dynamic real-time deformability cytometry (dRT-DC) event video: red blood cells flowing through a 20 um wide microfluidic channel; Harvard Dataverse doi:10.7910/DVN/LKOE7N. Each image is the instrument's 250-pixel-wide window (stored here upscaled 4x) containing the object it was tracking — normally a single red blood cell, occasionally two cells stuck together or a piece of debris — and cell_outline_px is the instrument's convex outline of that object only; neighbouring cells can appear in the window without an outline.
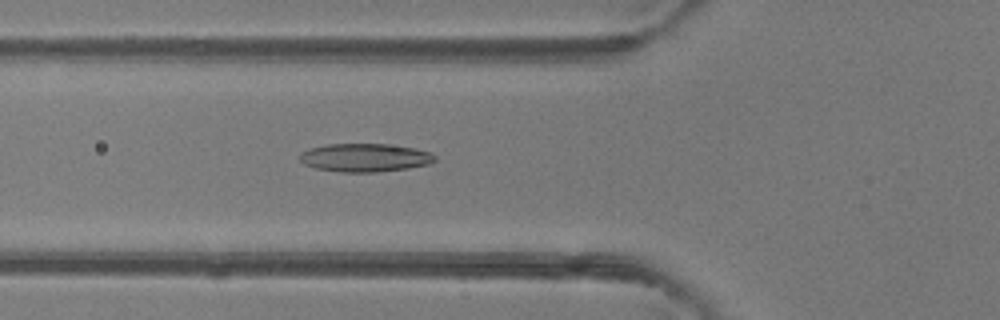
{"species": "common noctule bat (a hibernating species)", "species_latin": "Nyctalus noctula", "temperature_condition": "room temperature", "stored_images_in_passage": 36, "camera_frame_rate_fps": 3000, "um_per_image_px": 0.085, "animal": {"sex": "female"}, "frame": {"image": 1, "passage_image": 5, "time_ms": 1.333, "image_size_px": [1000, 320], "cell_outline_px": [[436, 160], [428, 164], [408, 168], [376, 172], [340, 172], [316, 168], [304, 164], [300, 160], [300, 152], [308, 148], [328, 144], [388, 144], [416, 148], [432, 152], [436, 156]], "centroid_in_image_um": [31.03, 13.39], "position_along_channel_um": 94.8, "area_um2": 22.43}}
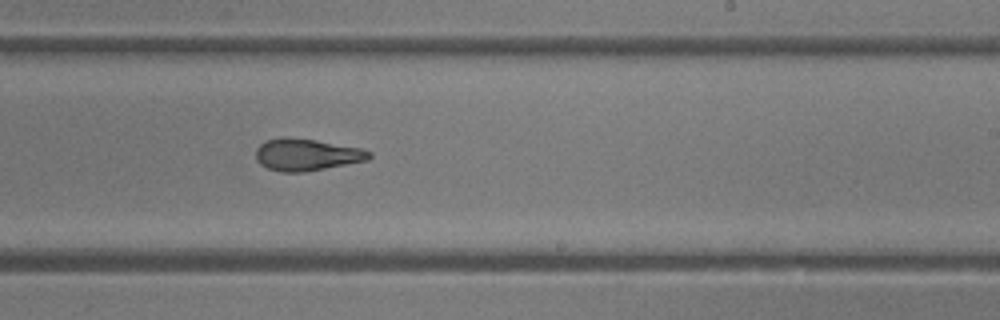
{"frame": {"image": 2, "passage_image": 17, "time_ms": 5.333, "image_size_px": [1000, 320], "cell_outline_px": [[372, 156], [368, 160], [304, 172], [280, 172], [268, 168], [260, 164], [256, 160], [256, 148], [264, 140], [284, 136], [288, 136], [316, 140], [360, 148], [372, 152]], "centroid_in_image_um": [26.03, 13.13], "position_along_channel_um": 263.0, "area_um2": 21.27}}
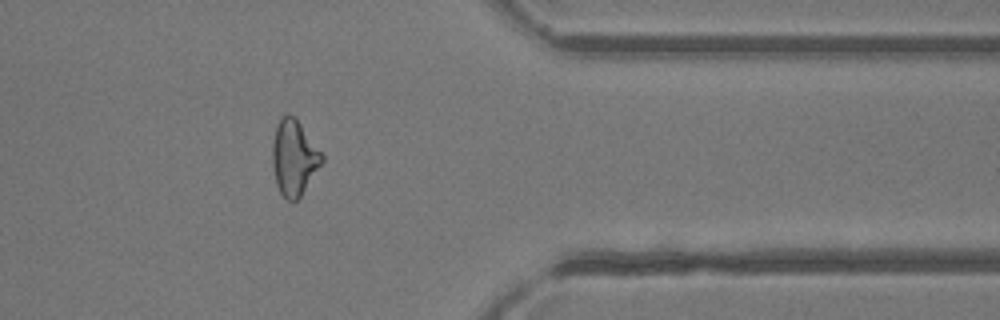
{"frame": {"image": 3, "passage_image": 27, "time_ms": 8.667, "image_size_px": [1000, 320], "cell_outline_px": [[324, 160], [300, 196], [296, 200], [288, 200], [280, 192], [276, 184], [272, 164], [272, 144], [276, 124], [280, 116], [288, 112], [296, 116], [324, 156]], "centroid_in_image_um": [24.97, 13.33], "position_along_channel_um": 386.4, "area_um2": 21.91}, "authors_computed_cell_mechanics": {"area_um2": 21.6172, "velocity_mm_per_s": 4.188, "shape_relaxation_time_tau1_ms": 7.651, "shape_relaxation_time_tau2_ms": 2.3415, "deformation_change_tau1": 0.2038, "deformation_change_tau2": 0.1122}}